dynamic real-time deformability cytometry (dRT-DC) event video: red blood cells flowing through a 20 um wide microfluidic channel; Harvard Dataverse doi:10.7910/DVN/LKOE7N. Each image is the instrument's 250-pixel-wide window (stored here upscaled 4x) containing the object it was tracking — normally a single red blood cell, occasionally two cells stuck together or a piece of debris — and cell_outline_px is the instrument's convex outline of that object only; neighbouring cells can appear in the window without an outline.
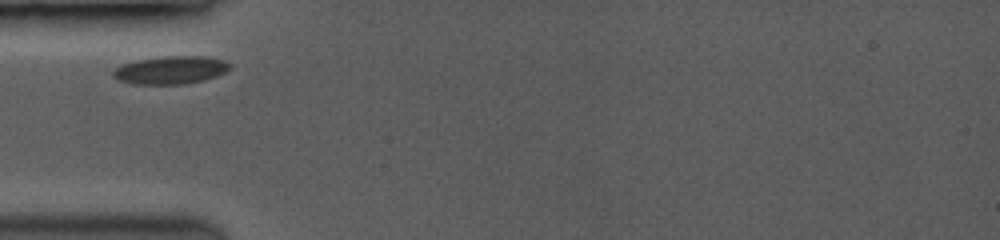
{"species": "common noctule bat (a hibernating species)", "species_latin": "Nyctalus noctula", "temperature_condition": "room temperature", "stored_images_in_passage": 36, "camera_frame_rate_fps": 3500, "um_per_image_px": 0.085, "animal": {"sex": "female", "body_mass_g": 19.0, "forearm_length_mm": 53.3}, "frame": {"image": 1, "passage_image": 1, "time_ms": 0.0, "image_size_px": [1000, 240], "cell_outline_px": [[232, 68], [216, 76], [204, 80], [184, 84], [132, 84], [116, 80], [112, 76], [112, 72], [120, 64], [136, 60], [164, 56], [204, 56], [224, 60], [232, 64]], "centroid_in_image_um": [14.48, 5.95], "position_along_channel_um": 70.5, "area_um2": 19.25}}
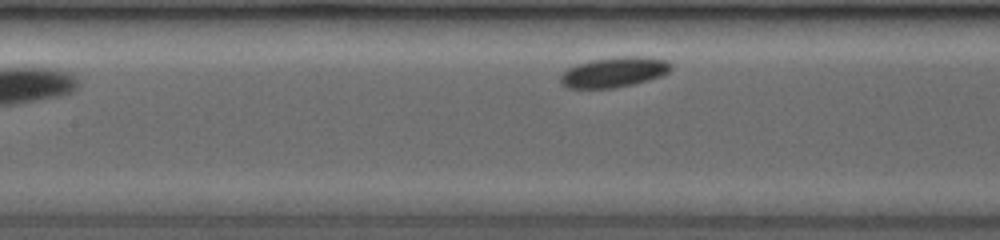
{"frame": {"image": 2, "passage_image": 14, "time_ms": 2.286, "image_size_px": [1000, 240], "cell_outline_px": [[672, 68], [668, 72], [660, 76], [648, 80], [632, 84], [612, 88], [568, 88], [560, 84], [560, 76], [568, 68], [576, 64], [592, 60], [616, 56], [644, 56], [668, 60], [672, 64]], "centroid_in_image_um": [52.2, 6.12], "position_along_channel_um": 155.2, "area_um2": 19.54}}
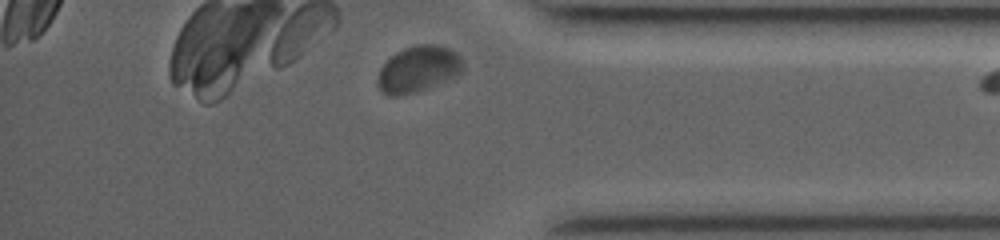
{"frame": {"image": 3, "passage_image": 35, "time_ms": 7.429, "image_size_px": [1000, 240], "cell_outline_px": [[464, 72], [460, 76], [452, 80], [428, 88], [400, 96], [388, 96], [380, 92], [376, 84], [376, 80], [380, 68], [396, 52], [404, 48], [420, 44], [432, 44], [444, 48], [460, 56], [464, 64]], "centroid_in_image_um": [35.56, 5.92], "position_along_channel_um": 399.6, "area_um2": 23.29}}